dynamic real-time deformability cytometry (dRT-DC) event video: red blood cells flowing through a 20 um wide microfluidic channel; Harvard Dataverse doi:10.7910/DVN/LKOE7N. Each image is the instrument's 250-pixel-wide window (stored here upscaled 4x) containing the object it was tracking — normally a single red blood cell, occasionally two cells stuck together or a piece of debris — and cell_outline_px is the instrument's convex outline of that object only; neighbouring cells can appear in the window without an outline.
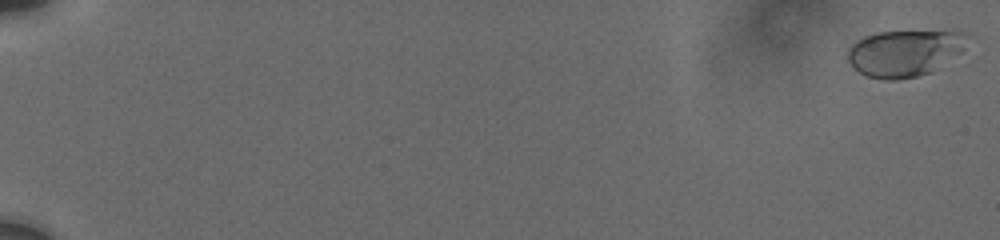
{"species": "human", "species_latin": "Homo sapiens", "temperature_condition": "cold", "stored_images_in_passage": 27, "camera_frame_rate_fps": 3000, "um_per_image_px": 0.085, "donor": {"sex": "male"}, "frame": {"image": 1, "passage_image": 1, "time_ms": 0.0, "image_size_px": [1000, 240], "cell_outline_px": [[976, 36], [960, 52], [932, 72], [900, 80], [884, 80], [868, 76], [860, 72], [848, 60], [848, 48], [856, 40], [864, 36], [880, 32], [956, 28], [960, 28]], "centroid_in_image_um": [77.05, 4.42], "position_along_channel_um": 7.9, "area_um2": 33.81}}
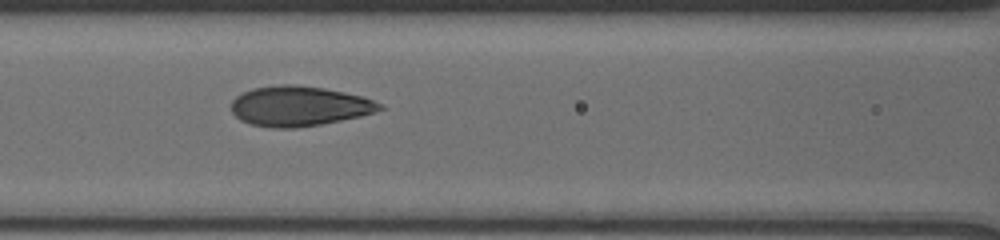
{"frame": {"image": 2, "passage_image": 20, "time_ms": 9.333, "image_size_px": [1000, 240], "cell_outline_px": [[384, 108], [360, 116], [320, 124], [296, 128], [272, 128], [252, 124], [240, 120], [232, 112], [232, 100], [236, 96], [252, 88], [280, 84], [292, 84], [324, 88], [364, 96], [380, 104]], "centroid_in_image_um": [25.4, 9.01], "position_along_channel_um": 141.2, "area_um2": 34.39}}
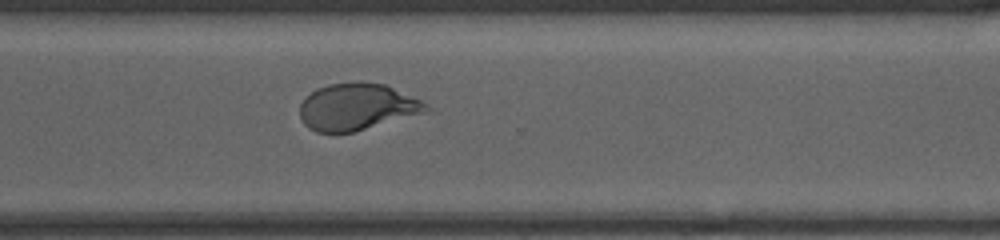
{"frame": {"image": 3, "passage_image": 27, "time_ms": 14.667, "image_size_px": [1000, 240], "cell_outline_px": [[432, 108], [428, 112], [352, 132], [316, 132], [308, 128], [304, 124], [300, 116], [300, 104], [316, 88], [328, 84], [360, 80], [384, 84], [420, 100]], "centroid_in_image_um": [30.34, 9.07], "position_along_channel_um": 340.3, "area_um2": 34.45}}